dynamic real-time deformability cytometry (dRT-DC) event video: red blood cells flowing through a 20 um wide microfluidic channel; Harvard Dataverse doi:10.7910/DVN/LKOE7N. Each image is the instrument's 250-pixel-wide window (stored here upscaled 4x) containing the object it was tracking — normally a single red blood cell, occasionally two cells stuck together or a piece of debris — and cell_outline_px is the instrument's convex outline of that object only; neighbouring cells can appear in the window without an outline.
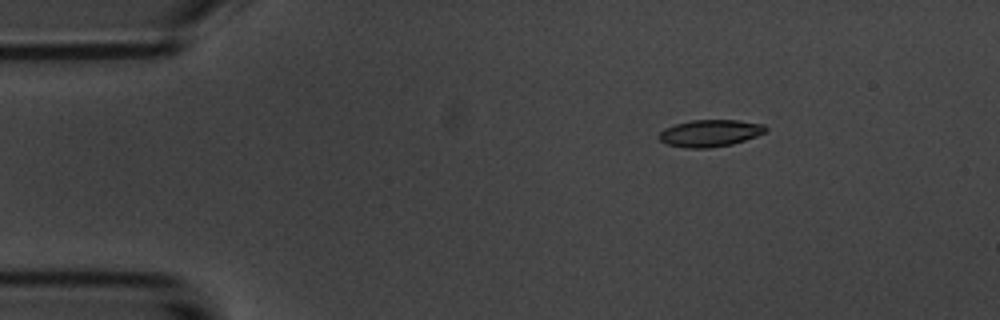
{"species": "common noctule bat (a hibernating species)", "species_latin": "Nyctalus noctula", "temperature_condition": "room temperature", "stored_images_in_passage": 5, "camera_frame_rate_fps": 3000, "um_per_image_px": 0.085, "animal": {"sex": "male", "body_mass_g": 20.1, "forearm_length_mm": 53.5}, "frame": {"image": 1, "passage_image": 1, "time_ms": 0.0, "image_size_px": [1000, 320], "cell_outline_px": [[768, 128], [764, 132], [756, 136], [732, 144], [708, 148], [688, 148], [668, 144], [660, 140], [656, 136], [664, 128], [676, 124], [692, 120], [736, 120], [764, 124]], "centroid_in_image_um": [60.34, 11.31], "position_along_channel_um": 24.7, "area_um2": 16.65}}
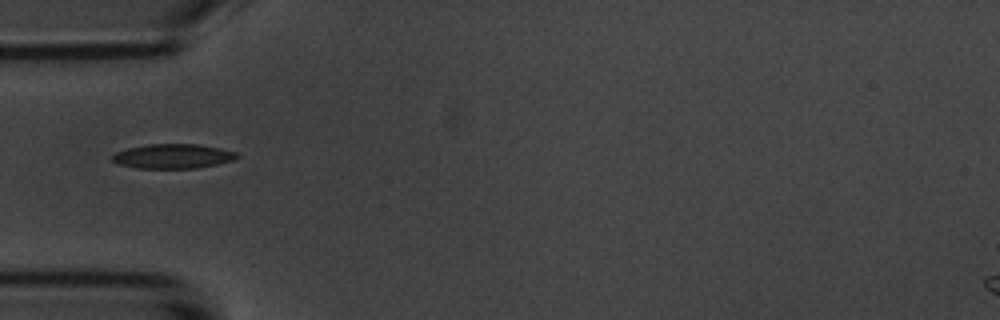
{"frame": {"image": 2, "passage_image": 3, "time_ms": 3.0, "image_size_px": [1000, 320], "cell_outline_px": [[240, 156], [236, 160], [196, 168], [136, 168], [120, 164], [112, 160], [112, 156], [116, 152], [128, 148], [148, 144], [200, 144], [220, 148], [236, 152]], "centroid_in_image_um": [14.74, 13.27], "position_along_channel_um": 70.3, "area_um2": 17.8}}
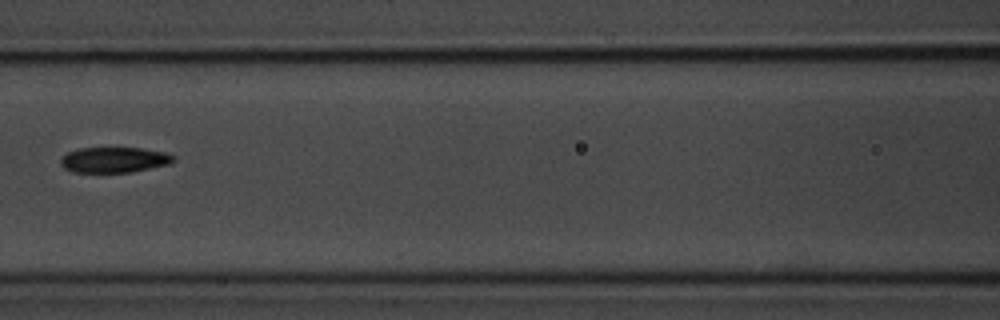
{"frame": {"image": 3, "passage_image": 5, "time_ms": 5.333, "image_size_px": [1000, 320], "cell_outline_px": [[176, 160], [172, 164], [132, 172], [72, 172], [64, 168], [60, 164], [60, 160], [68, 152], [80, 148], [140, 148], [164, 152], [176, 156]], "centroid_in_image_um": [9.75, 13.59], "position_along_channel_um": 156.8, "area_um2": 16.88}}